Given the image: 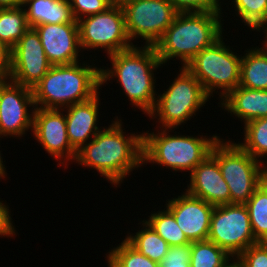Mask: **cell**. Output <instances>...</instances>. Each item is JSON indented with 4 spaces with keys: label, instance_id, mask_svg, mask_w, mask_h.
Segmentation results:
<instances>
[{
    "label": "cell",
    "instance_id": "obj_10",
    "mask_svg": "<svg viewBox=\"0 0 267 267\" xmlns=\"http://www.w3.org/2000/svg\"><path fill=\"white\" fill-rule=\"evenodd\" d=\"M77 22L83 49L105 48L109 56L134 46L126 32L123 8L117 1L104 12L83 17Z\"/></svg>",
    "mask_w": 267,
    "mask_h": 267
},
{
    "label": "cell",
    "instance_id": "obj_2",
    "mask_svg": "<svg viewBox=\"0 0 267 267\" xmlns=\"http://www.w3.org/2000/svg\"><path fill=\"white\" fill-rule=\"evenodd\" d=\"M220 16V11L178 12L154 46L162 64L176 57L185 67L204 48L223 38Z\"/></svg>",
    "mask_w": 267,
    "mask_h": 267
},
{
    "label": "cell",
    "instance_id": "obj_4",
    "mask_svg": "<svg viewBox=\"0 0 267 267\" xmlns=\"http://www.w3.org/2000/svg\"><path fill=\"white\" fill-rule=\"evenodd\" d=\"M100 86V69L97 67L85 63L81 66L80 62L52 65L43 78L32 87L34 104L36 108L62 110V107L93 98L99 93Z\"/></svg>",
    "mask_w": 267,
    "mask_h": 267
},
{
    "label": "cell",
    "instance_id": "obj_15",
    "mask_svg": "<svg viewBox=\"0 0 267 267\" xmlns=\"http://www.w3.org/2000/svg\"><path fill=\"white\" fill-rule=\"evenodd\" d=\"M167 202L166 208L173 214L179 228L190 242L208 239L215 206L188 192Z\"/></svg>",
    "mask_w": 267,
    "mask_h": 267
},
{
    "label": "cell",
    "instance_id": "obj_28",
    "mask_svg": "<svg viewBox=\"0 0 267 267\" xmlns=\"http://www.w3.org/2000/svg\"><path fill=\"white\" fill-rule=\"evenodd\" d=\"M108 253V267H160L159 263L137 251L126 240Z\"/></svg>",
    "mask_w": 267,
    "mask_h": 267
},
{
    "label": "cell",
    "instance_id": "obj_26",
    "mask_svg": "<svg viewBox=\"0 0 267 267\" xmlns=\"http://www.w3.org/2000/svg\"><path fill=\"white\" fill-rule=\"evenodd\" d=\"M146 222L169 246L191 243L179 228L173 214L168 209L152 213Z\"/></svg>",
    "mask_w": 267,
    "mask_h": 267
},
{
    "label": "cell",
    "instance_id": "obj_5",
    "mask_svg": "<svg viewBox=\"0 0 267 267\" xmlns=\"http://www.w3.org/2000/svg\"><path fill=\"white\" fill-rule=\"evenodd\" d=\"M158 134L143 133L142 162L157 163L173 171L190 172L210 153L219 136L193 137L170 135L168 128H162Z\"/></svg>",
    "mask_w": 267,
    "mask_h": 267
},
{
    "label": "cell",
    "instance_id": "obj_3",
    "mask_svg": "<svg viewBox=\"0 0 267 267\" xmlns=\"http://www.w3.org/2000/svg\"><path fill=\"white\" fill-rule=\"evenodd\" d=\"M112 68L101 69V85L118 78L131 103L147 115L153 110L157 95L153 70L162 64L154 46L135 47L108 56ZM112 77V78H111Z\"/></svg>",
    "mask_w": 267,
    "mask_h": 267
},
{
    "label": "cell",
    "instance_id": "obj_37",
    "mask_svg": "<svg viewBox=\"0 0 267 267\" xmlns=\"http://www.w3.org/2000/svg\"><path fill=\"white\" fill-rule=\"evenodd\" d=\"M10 68H0V87L9 79Z\"/></svg>",
    "mask_w": 267,
    "mask_h": 267
},
{
    "label": "cell",
    "instance_id": "obj_29",
    "mask_svg": "<svg viewBox=\"0 0 267 267\" xmlns=\"http://www.w3.org/2000/svg\"><path fill=\"white\" fill-rule=\"evenodd\" d=\"M235 11L253 30L261 31L267 24V0H234Z\"/></svg>",
    "mask_w": 267,
    "mask_h": 267
},
{
    "label": "cell",
    "instance_id": "obj_13",
    "mask_svg": "<svg viewBox=\"0 0 267 267\" xmlns=\"http://www.w3.org/2000/svg\"><path fill=\"white\" fill-rule=\"evenodd\" d=\"M36 108L32 88L17 84L8 79L0 87V138L1 136H17L33 129V112L28 108Z\"/></svg>",
    "mask_w": 267,
    "mask_h": 267
},
{
    "label": "cell",
    "instance_id": "obj_6",
    "mask_svg": "<svg viewBox=\"0 0 267 267\" xmlns=\"http://www.w3.org/2000/svg\"><path fill=\"white\" fill-rule=\"evenodd\" d=\"M241 59L220 38L191 59L185 68L199 80L208 96L218 88L223 99L240 84Z\"/></svg>",
    "mask_w": 267,
    "mask_h": 267
},
{
    "label": "cell",
    "instance_id": "obj_31",
    "mask_svg": "<svg viewBox=\"0 0 267 267\" xmlns=\"http://www.w3.org/2000/svg\"><path fill=\"white\" fill-rule=\"evenodd\" d=\"M76 21L84 17L104 12L115 0H69Z\"/></svg>",
    "mask_w": 267,
    "mask_h": 267
},
{
    "label": "cell",
    "instance_id": "obj_23",
    "mask_svg": "<svg viewBox=\"0 0 267 267\" xmlns=\"http://www.w3.org/2000/svg\"><path fill=\"white\" fill-rule=\"evenodd\" d=\"M142 222L144 229L136 232V235L127 236L125 240L137 251L160 264L167 254L169 245L155 232L146 220Z\"/></svg>",
    "mask_w": 267,
    "mask_h": 267
},
{
    "label": "cell",
    "instance_id": "obj_20",
    "mask_svg": "<svg viewBox=\"0 0 267 267\" xmlns=\"http://www.w3.org/2000/svg\"><path fill=\"white\" fill-rule=\"evenodd\" d=\"M29 27L44 24L78 23L72 14L69 0H23L22 7Z\"/></svg>",
    "mask_w": 267,
    "mask_h": 267
},
{
    "label": "cell",
    "instance_id": "obj_22",
    "mask_svg": "<svg viewBox=\"0 0 267 267\" xmlns=\"http://www.w3.org/2000/svg\"><path fill=\"white\" fill-rule=\"evenodd\" d=\"M29 29L21 7L0 8V45L10 51Z\"/></svg>",
    "mask_w": 267,
    "mask_h": 267
},
{
    "label": "cell",
    "instance_id": "obj_17",
    "mask_svg": "<svg viewBox=\"0 0 267 267\" xmlns=\"http://www.w3.org/2000/svg\"><path fill=\"white\" fill-rule=\"evenodd\" d=\"M186 192L213 206L230 204L229 187L211 153L191 171Z\"/></svg>",
    "mask_w": 267,
    "mask_h": 267
},
{
    "label": "cell",
    "instance_id": "obj_36",
    "mask_svg": "<svg viewBox=\"0 0 267 267\" xmlns=\"http://www.w3.org/2000/svg\"><path fill=\"white\" fill-rule=\"evenodd\" d=\"M23 0H0V8L21 7Z\"/></svg>",
    "mask_w": 267,
    "mask_h": 267
},
{
    "label": "cell",
    "instance_id": "obj_16",
    "mask_svg": "<svg viewBox=\"0 0 267 267\" xmlns=\"http://www.w3.org/2000/svg\"><path fill=\"white\" fill-rule=\"evenodd\" d=\"M52 65H68L79 62L80 37L78 23L44 24L34 27ZM80 48V50H79Z\"/></svg>",
    "mask_w": 267,
    "mask_h": 267
},
{
    "label": "cell",
    "instance_id": "obj_9",
    "mask_svg": "<svg viewBox=\"0 0 267 267\" xmlns=\"http://www.w3.org/2000/svg\"><path fill=\"white\" fill-rule=\"evenodd\" d=\"M123 8L129 40L140 38L155 46L178 11L169 0H115Z\"/></svg>",
    "mask_w": 267,
    "mask_h": 267
},
{
    "label": "cell",
    "instance_id": "obj_12",
    "mask_svg": "<svg viewBox=\"0 0 267 267\" xmlns=\"http://www.w3.org/2000/svg\"><path fill=\"white\" fill-rule=\"evenodd\" d=\"M9 79L32 88L52 67L35 28L29 27L17 44L9 51Z\"/></svg>",
    "mask_w": 267,
    "mask_h": 267
},
{
    "label": "cell",
    "instance_id": "obj_27",
    "mask_svg": "<svg viewBox=\"0 0 267 267\" xmlns=\"http://www.w3.org/2000/svg\"><path fill=\"white\" fill-rule=\"evenodd\" d=\"M244 134V143L238 144L247 153L257 160L267 156V117L247 122L244 125Z\"/></svg>",
    "mask_w": 267,
    "mask_h": 267
},
{
    "label": "cell",
    "instance_id": "obj_35",
    "mask_svg": "<svg viewBox=\"0 0 267 267\" xmlns=\"http://www.w3.org/2000/svg\"><path fill=\"white\" fill-rule=\"evenodd\" d=\"M0 68H10L9 51L0 45Z\"/></svg>",
    "mask_w": 267,
    "mask_h": 267
},
{
    "label": "cell",
    "instance_id": "obj_18",
    "mask_svg": "<svg viewBox=\"0 0 267 267\" xmlns=\"http://www.w3.org/2000/svg\"><path fill=\"white\" fill-rule=\"evenodd\" d=\"M99 93L93 98L76 103L71 106L62 108L67 109L66 128L67 135L71 146L78 151L82 146L87 144L90 138L95 137L101 130L97 127L98 107H99ZM92 137H91V136Z\"/></svg>",
    "mask_w": 267,
    "mask_h": 267
},
{
    "label": "cell",
    "instance_id": "obj_14",
    "mask_svg": "<svg viewBox=\"0 0 267 267\" xmlns=\"http://www.w3.org/2000/svg\"><path fill=\"white\" fill-rule=\"evenodd\" d=\"M33 114V135L45 151L56 160H75L77 151L69 142L63 111L35 108Z\"/></svg>",
    "mask_w": 267,
    "mask_h": 267
},
{
    "label": "cell",
    "instance_id": "obj_34",
    "mask_svg": "<svg viewBox=\"0 0 267 267\" xmlns=\"http://www.w3.org/2000/svg\"><path fill=\"white\" fill-rule=\"evenodd\" d=\"M0 201V236L13 237L16 235L15 228L12 225L10 210Z\"/></svg>",
    "mask_w": 267,
    "mask_h": 267
},
{
    "label": "cell",
    "instance_id": "obj_8",
    "mask_svg": "<svg viewBox=\"0 0 267 267\" xmlns=\"http://www.w3.org/2000/svg\"><path fill=\"white\" fill-rule=\"evenodd\" d=\"M156 97L155 106L148 116L152 119L158 116L162 128L170 131L191 119L210 98L199 80L183 66L167 91Z\"/></svg>",
    "mask_w": 267,
    "mask_h": 267
},
{
    "label": "cell",
    "instance_id": "obj_19",
    "mask_svg": "<svg viewBox=\"0 0 267 267\" xmlns=\"http://www.w3.org/2000/svg\"><path fill=\"white\" fill-rule=\"evenodd\" d=\"M223 100V101H222ZM222 105L225 110L247 122L267 117V90H255L236 87L223 99Z\"/></svg>",
    "mask_w": 267,
    "mask_h": 267
},
{
    "label": "cell",
    "instance_id": "obj_38",
    "mask_svg": "<svg viewBox=\"0 0 267 267\" xmlns=\"http://www.w3.org/2000/svg\"><path fill=\"white\" fill-rule=\"evenodd\" d=\"M2 157H1V152H0V178H5L6 176V172H5V165H3V161H2Z\"/></svg>",
    "mask_w": 267,
    "mask_h": 267
},
{
    "label": "cell",
    "instance_id": "obj_11",
    "mask_svg": "<svg viewBox=\"0 0 267 267\" xmlns=\"http://www.w3.org/2000/svg\"><path fill=\"white\" fill-rule=\"evenodd\" d=\"M207 240L235 259L249 246L256 244L258 241L253 234L246 206L236 203L215 206Z\"/></svg>",
    "mask_w": 267,
    "mask_h": 267
},
{
    "label": "cell",
    "instance_id": "obj_1",
    "mask_svg": "<svg viewBox=\"0 0 267 267\" xmlns=\"http://www.w3.org/2000/svg\"><path fill=\"white\" fill-rule=\"evenodd\" d=\"M116 119L76 152L75 161L96 169L117 187L125 176L143 164V135L132 133L126 137L122 120L118 116Z\"/></svg>",
    "mask_w": 267,
    "mask_h": 267
},
{
    "label": "cell",
    "instance_id": "obj_24",
    "mask_svg": "<svg viewBox=\"0 0 267 267\" xmlns=\"http://www.w3.org/2000/svg\"><path fill=\"white\" fill-rule=\"evenodd\" d=\"M229 260L231 256L214 242H191L190 267H235L234 260Z\"/></svg>",
    "mask_w": 267,
    "mask_h": 267
},
{
    "label": "cell",
    "instance_id": "obj_30",
    "mask_svg": "<svg viewBox=\"0 0 267 267\" xmlns=\"http://www.w3.org/2000/svg\"><path fill=\"white\" fill-rule=\"evenodd\" d=\"M235 267H267V243L257 242L234 260Z\"/></svg>",
    "mask_w": 267,
    "mask_h": 267
},
{
    "label": "cell",
    "instance_id": "obj_25",
    "mask_svg": "<svg viewBox=\"0 0 267 267\" xmlns=\"http://www.w3.org/2000/svg\"><path fill=\"white\" fill-rule=\"evenodd\" d=\"M244 205L249 213L255 239L264 242L267 239V188L263 183L256 188Z\"/></svg>",
    "mask_w": 267,
    "mask_h": 267
},
{
    "label": "cell",
    "instance_id": "obj_40",
    "mask_svg": "<svg viewBox=\"0 0 267 267\" xmlns=\"http://www.w3.org/2000/svg\"><path fill=\"white\" fill-rule=\"evenodd\" d=\"M264 29H261V30H264L265 32V34H266V36L264 37L265 38V40H264V43L267 45V24L263 27Z\"/></svg>",
    "mask_w": 267,
    "mask_h": 267
},
{
    "label": "cell",
    "instance_id": "obj_33",
    "mask_svg": "<svg viewBox=\"0 0 267 267\" xmlns=\"http://www.w3.org/2000/svg\"><path fill=\"white\" fill-rule=\"evenodd\" d=\"M178 12L221 11L219 0H169Z\"/></svg>",
    "mask_w": 267,
    "mask_h": 267
},
{
    "label": "cell",
    "instance_id": "obj_32",
    "mask_svg": "<svg viewBox=\"0 0 267 267\" xmlns=\"http://www.w3.org/2000/svg\"><path fill=\"white\" fill-rule=\"evenodd\" d=\"M191 243L169 246L160 267H190Z\"/></svg>",
    "mask_w": 267,
    "mask_h": 267
},
{
    "label": "cell",
    "instance_id": "obj_21",
    "mask_svg": "<svg viewBox=\"0 0 267 267\" xmlns=\"http://www.w3.org/2000/svg\"><path fill=\"white\" fill-rule=\"evenodd\" d=\"M249 49L241 59L239 86L255 90H267V45Z\"/></svg>",
    "mask_w": 267,
    "mask_h": 267
},
{
    "label": "cell",
    "instance_id": "obj_39",
    "mask_svg": "<svg viewBox=\"0 0 267 267\" xmlns=\"http://www.w3.org/2000/svg\"><path fill=\"white\" fill-rule=\"evenodd\" d=\"M262 183L265 185L267 188V168L263 164V169H262Z\"/></svg>",
    "mask_w": 267,
    "mask_h": 267
},
{
    "label": "cell",
    "instance_id": "obj_7",
    "mask_svg": "<svg viewBox=\"0 0 267 267\" xmlns=\"http://www.w3.org/2000/svg\"><path fill=\"white\" fill-rule=\"evenodd\" d=\"M219 140L211 154L230 191V203L245 204L262 183V162L247 153L239 144ZM262 166V167H261Z\"/></svg>",
    "mask_w": 267,
    "mask_h": 267
}]
</instances>
